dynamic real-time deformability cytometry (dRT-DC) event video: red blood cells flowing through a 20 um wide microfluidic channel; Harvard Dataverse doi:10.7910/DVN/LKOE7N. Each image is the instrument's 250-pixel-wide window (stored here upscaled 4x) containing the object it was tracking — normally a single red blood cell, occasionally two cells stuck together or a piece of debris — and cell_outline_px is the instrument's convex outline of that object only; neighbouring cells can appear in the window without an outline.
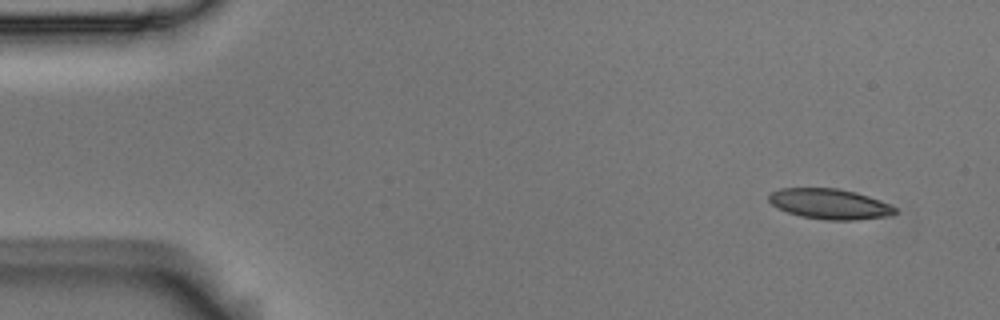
{"species": "Egyptian fruit bat (a non-hibernating species)", "species_latin": "Rousettus aegyptiacus", "temperature_condition": "room temperature", "stored_images_in_passage": 5, "camera_frame_rate_fps": 3000, "um_per_image_px": 0.085, "animal": {"sex": "male"}, "frame": {"image": 1, "passage_image": 1, "time_ms": 0.0, "image_size_px": [1000, 320], "cell_outline_px": [[896, 212], [892, 216], [856, 220], [828, 220], [800, 216], [788, 212], [772, 204], [768, 200], [768, 196], [772, 192], [780, 188], [836, 188], [856, 192], [880, 200], [896, 208]], "centroid_in_image_um": [70.54, 17.34], "position_along_channel_um": 14.5, "area_um2": 22.25}}
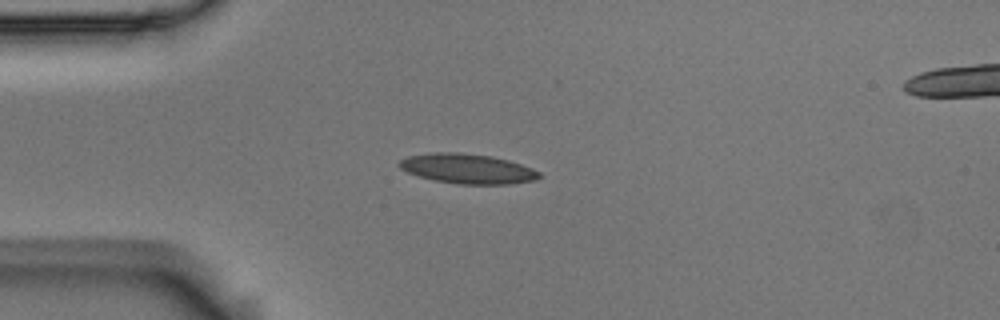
{"frame": {"image": 2, "passage_image": 3, "time_ms": 0.667, "image_size_px": [1000, 320], "cell_outline_px": [[540, 176], [536, 180], [508, 184], [460, 184], [436, 180], [420, 176], [408, 172], [400, 168], [396, 164], [400, 160], [408, 156], [432, 152], [460, 152], [492, 156], [508, 160], [532, 168], [540, 172]], "centroid_in_image_um": [39.73, 14.33], "position_along_channel_um": 45.3, "area_um2": 24.22}}
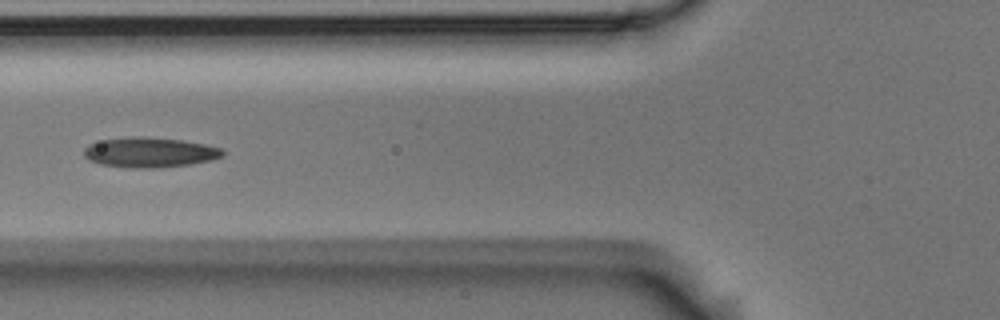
{"frame": {"image": 3, "passage_image": 5, "time_ms": 1.333, "image_size_px": [1000, 320], "cell_outline_px": [[224, 156], [212, 160], [192, 164], [160, 168], [128, 168], [100, 164], [84, 156], [84, 148], [88, 144], [104, 140], [132, 136], [144, 136], [180, 140], [204, 144], [220, 148], [224, 152]], "centroid_in_image_um": [12.74, 12.96], "position_along_channel_um": 113.1, "area_um2": 24.33}}